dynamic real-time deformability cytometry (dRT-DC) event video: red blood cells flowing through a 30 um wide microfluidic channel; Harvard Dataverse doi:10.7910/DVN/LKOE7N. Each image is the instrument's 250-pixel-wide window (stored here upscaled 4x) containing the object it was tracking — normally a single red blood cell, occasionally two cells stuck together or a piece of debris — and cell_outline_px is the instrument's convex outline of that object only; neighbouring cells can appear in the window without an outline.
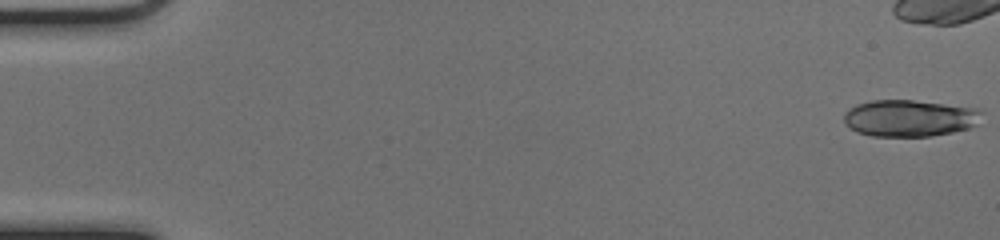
{"species": "common noctule bat (a hibernating species)", "species_latin": "Nyctalus noctula", "temperature_condition": "cold", "stored_images_in_passage": 19, "camera_frame_rate_fps": 3000, "um_per_image_px": 0.085, "animal": {"sex": "female", "body_mass_g": 17.0, "forearm_length_mm": 48.0}, "frame": {"image": 1, "passage_image": 1, "time_ms": 0.0, "image_size_px": [1000, 240], "cell_outline_px": [[984, 112], [976, 124], [968, 128], [952, 132], [932, 136], [872, 136], [856, 132], [844, 124], [844, 112], [856, 104], [872, 100], [912, 100], [976, 108]], "centroid_in_image_um": [77.28, 10.04], "position_along_channel_um": 7.7, "area_um2": 29.54}}